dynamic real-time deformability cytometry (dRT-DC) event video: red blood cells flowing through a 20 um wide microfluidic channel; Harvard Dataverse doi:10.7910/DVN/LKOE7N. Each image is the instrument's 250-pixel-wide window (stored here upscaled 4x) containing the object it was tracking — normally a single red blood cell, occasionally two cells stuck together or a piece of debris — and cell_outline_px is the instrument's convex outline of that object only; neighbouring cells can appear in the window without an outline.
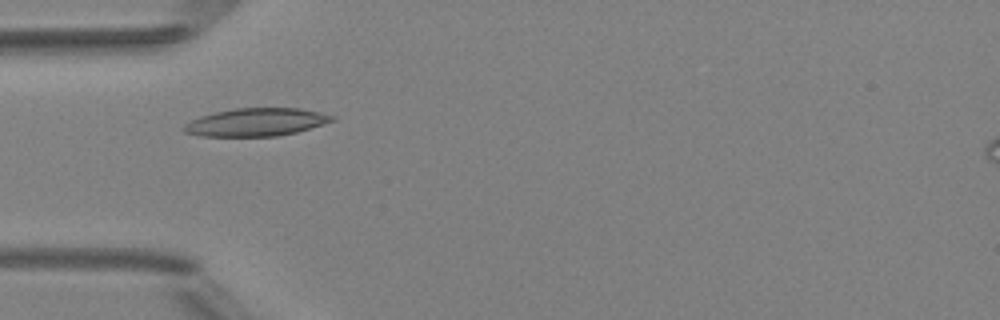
{"species": "Egyptian fruit bat (a non-hibernating species)", "species_latin": "Rousettus aegyptiacus", "temperature_condition": "room temperature", "stored_images_in_passage": 6, "camera_frame_rate_fps": 3000, "um_per_image_px": 0.085, "animal": {"sex": "female"}, "frame": {"image": 1, "passage_image": 4, "time_ms": 3.333, "image_size_px": [1000, 320], "cell_outline_px": [[336, 120], [324, 124], [296, 132], [276, 136], [200, 136], [184, 132], [180, 128], [184, 124], [200, 116], [216, 112], [236, 108], [300, 108], [320, 112], [336, 116]], "centroid_in_image_um": [21.78, 10.38], "position_along_channel_um": 63.2, "area_um2": 24.16}}
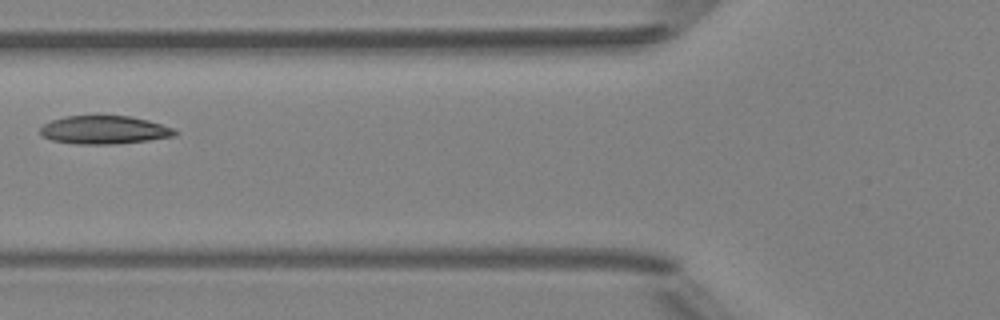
{"frame": {"image": 2, "passage_image": 5, "time_ms": 4.667, "image_size_px": [1000, 320], "cell_outline_px": [[180, 132], [176, 136], [148, 140], [116, 144], [76, 144], [52, 140], [44, 136], [40, 132], [40, 128], [44, 124], [52, 120], [64, 116], [96, 112], [132, 116], [148, 120], [172, 128]], "centroid_in_image_um": [8.86, 10.99], "position_along_channel_um": 116.9, "area_um2": 23.12}}
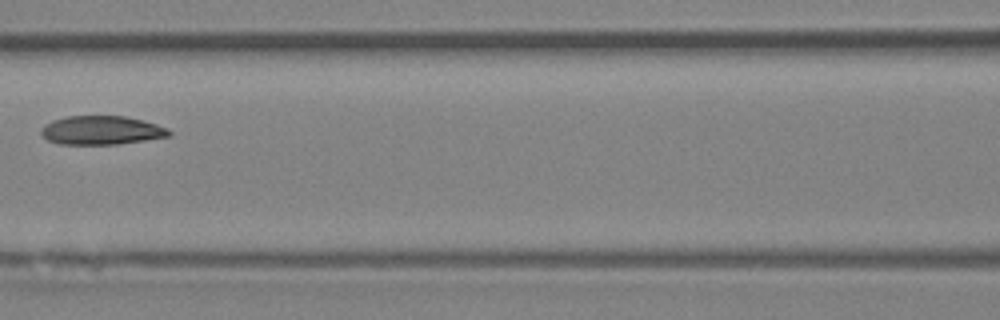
{"frame": {"image": 3, "passage_image": 6, "time_ms": 5.667, "image_size_px": [1000, 320], "cell_outline_px": [[172, 136], [116, 144], [60, 144], [48, 140], [40, 132], [40, 128], [44, 124], [52, 120], [64, 116], [124, 116], [156, 124], [168, 128], [172, 132]], "centroid_in_image_um": [8.61, 11.07], "position_along_channel_um": 158.0, "area_um2": 21.44}}